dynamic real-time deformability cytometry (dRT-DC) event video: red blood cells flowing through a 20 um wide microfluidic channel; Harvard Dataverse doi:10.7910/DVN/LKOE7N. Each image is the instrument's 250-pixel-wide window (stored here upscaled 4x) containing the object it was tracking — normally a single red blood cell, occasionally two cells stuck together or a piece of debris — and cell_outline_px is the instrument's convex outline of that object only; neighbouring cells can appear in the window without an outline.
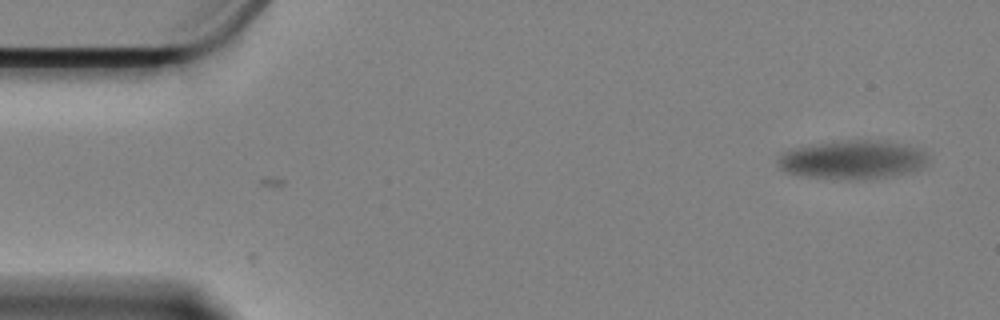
{"species": "Egyptian fruit bat (a non-hibernating species)", "species_latin": "Rousettus aegyptiacus", "temperature_condition": "cold", "stored_images_in_passage": 4, "camera_frame_rate_fps": 3000, "um_per_image_px": 0.085, "animal": {"sex": "female"}, "frame": {"image": 1, "passage_image": 4, "time_ms": 1.0, "image_size_px": [1000, 320], "cell_outline_px": [[928, 160], [920, 168], [908, 172], [892, 176], [856, 180], [848, 180], [808, 176], [788, 172], [780, 168], [776, 164], [780, 152], [788, 148], [848, 140], [880, 140], [908, 144], [924, 152], [928, 156]], "centroid_in_image_um": [72.45, 13.57], "position_along_channel_um": 12.6, "area_um2": 33.93}}